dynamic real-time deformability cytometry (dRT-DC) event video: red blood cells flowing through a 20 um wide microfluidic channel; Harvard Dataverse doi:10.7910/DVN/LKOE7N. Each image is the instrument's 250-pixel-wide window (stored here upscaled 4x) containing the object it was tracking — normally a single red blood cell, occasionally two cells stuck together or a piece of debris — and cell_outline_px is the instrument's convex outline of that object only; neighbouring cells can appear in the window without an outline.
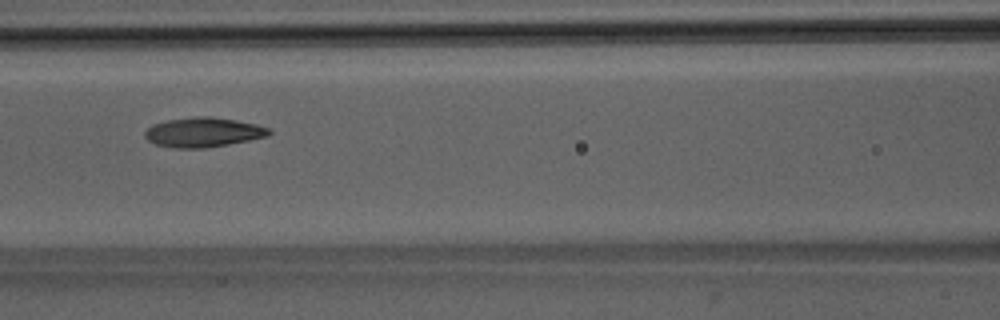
{"species": "Egyptian fruit bat (a non-hibernating species)", "species_latin": "Rousettus aegyptiacus", "temperature_condition": "room temperature", "stored_images_in_passage": 16, "camera_frame_rate_fps": 3000, "um_per_image_px": 0.085, "animal": {"sex": "male"}, "frame": {"image": 1, "passage_image": 10, "time_ms": 3.0, "image_size_px": [1000, 320], "cell_outline_px": [[272, 132], [268, 136], [228, 144], [204, 148], [172, 148], [156, 144], [148, 140], [144, 136], [144, 132], [152, 124], [168, 120], [196, 116], [208, 116], [236, 120], [256, 124], [268, 128]], "centroid_in_image_um": [17.25, 11.24], "position_along_channel_um": 149.3, "area_um2": 21.33}}